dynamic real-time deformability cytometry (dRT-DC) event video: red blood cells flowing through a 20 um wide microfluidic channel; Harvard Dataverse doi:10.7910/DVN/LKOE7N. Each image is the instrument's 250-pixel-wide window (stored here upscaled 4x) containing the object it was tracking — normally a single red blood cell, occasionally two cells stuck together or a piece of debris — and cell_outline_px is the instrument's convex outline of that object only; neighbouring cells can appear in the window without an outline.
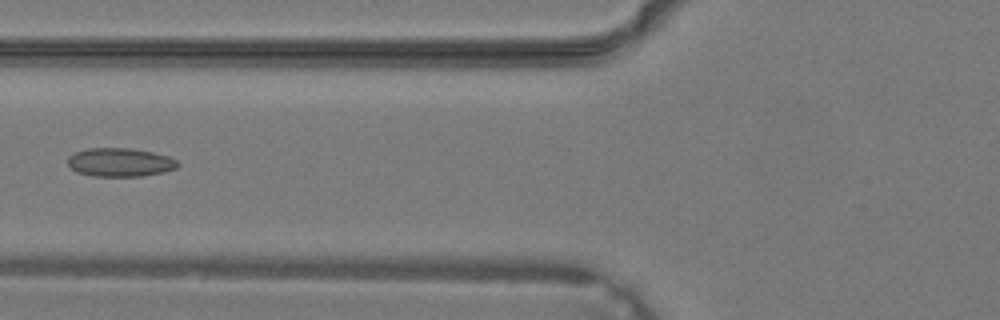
{"species": "common noctule bat (a hibernating species)", "species_latin": "Nyctalus noctula", "temperature_condition": "warm", "stored_images_in_passage": 37, "segment_of_instrument_passage": [1, 2], "camera_frame_rate_fps": 3000, "um_per_image_px": 0.085, "animal": {"sex": "male", "body_mass_g": 19.2, "forearm_length_mm": 51.8}, "frame": {"image": 1, "passage_image": 13, "time_ms": 4.0, "image_size_px": [1000, 320], "cell_outline_px": [[180, 164], [176, 168], [164, 172], [140, 176], [92, 176], [76, 172], [68, 164], [68, 156], [76, 152], [88, 148], [128, 148], [152, 152], [168, 156], [176, 160]], "centroid_in_image_um": [10.2, 13.8], "position_along_channel_um": 115.6, "area_um2": 18.26}}
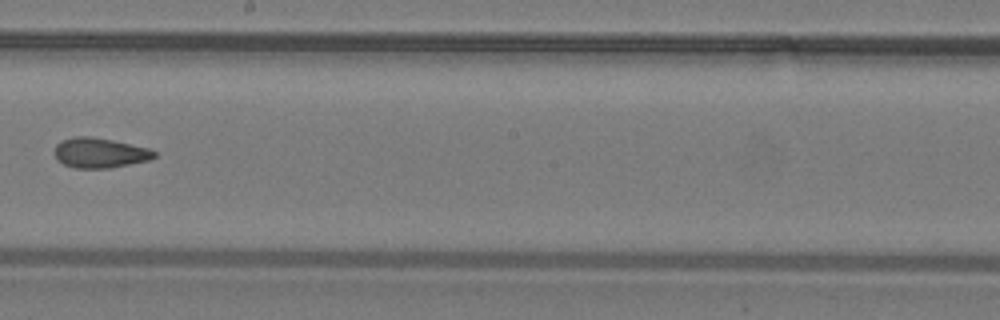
{"frame": {"image": 2, "passage_image": 20, "time_ms": 6.333, "image_size_px": [1000, 320], "cell_outline_px": [[156, 156], [148, 160], [108, 168], [76, 168], [64, 164], [52, 152], [56, 144], [60, 140], [76, 136], [92, 136], [152, 148], [156, 152]], "centroid_in_image_um": [8.48, 12.97], "position_along_channel_um": 239.7, "area_um2": 17.51}}
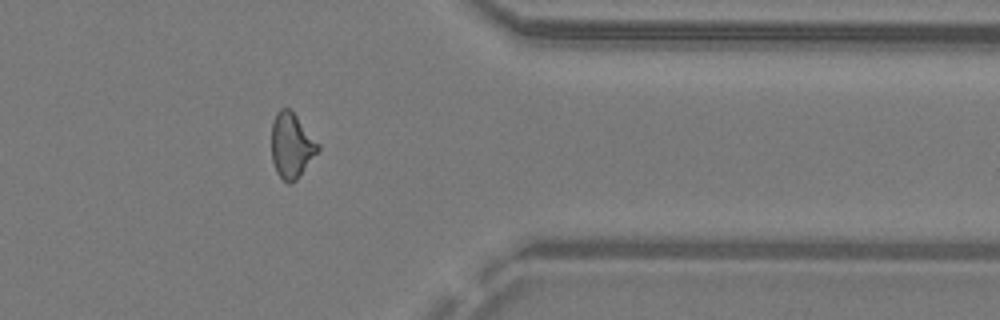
{"frame": {"image": 3, "passage_image": 29, "time_ms": 9.333, "image_size_px": [1000, 320], "cell_outline_px": [[320, 148], [296, 180], [292, 184], [288, 184], [276, 172], [272, 160], [272, 120], [276, 112], [280, 108], [288, 108], [296, 116], [320, 144]], "centroid_in_image_um": [24.76, 12.37], "position_along_channel_um": 386.6, "area_um2": 17.46}}